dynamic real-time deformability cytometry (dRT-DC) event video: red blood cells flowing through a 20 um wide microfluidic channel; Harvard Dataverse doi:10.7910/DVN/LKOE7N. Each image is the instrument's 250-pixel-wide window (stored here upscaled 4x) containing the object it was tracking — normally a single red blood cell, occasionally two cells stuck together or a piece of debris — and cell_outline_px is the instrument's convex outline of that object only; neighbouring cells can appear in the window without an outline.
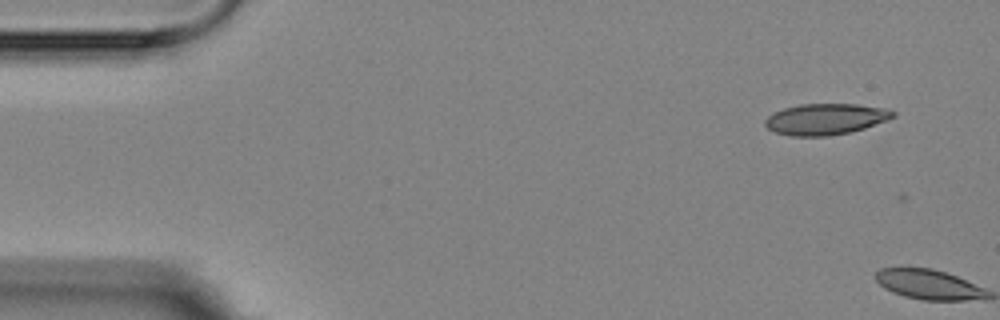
{"species": "Egyptian fruit bat (a non-hibernating species)", "species_latin": "Rousettus aegyptiacus", "temperature_condition": "room temperature", "stored_images_in_passage": 2, "camera_frame_rate_fps": 3000, "um_per_image_px": 0.085, "animal": {"sex": "female"}, "frame": {"image": 1, "passage_image": 1, "time_ms": 0.0, "image_size_px": [1000, 320], "cell_outline_px": [[896, 116], [888, 120], [864, 128], [848, 132], [828, 136], [792, 136], [776, 132], [768, 128], [764, 124], [764, 120], [768, 116], [784, 108], [800, 104], [856, 104], [888, 108], [896, 112]], "centroid_in_image_um": [70.21, 10.12], "position_along_channel_um": 14.8, "area_um2": 23.18}}